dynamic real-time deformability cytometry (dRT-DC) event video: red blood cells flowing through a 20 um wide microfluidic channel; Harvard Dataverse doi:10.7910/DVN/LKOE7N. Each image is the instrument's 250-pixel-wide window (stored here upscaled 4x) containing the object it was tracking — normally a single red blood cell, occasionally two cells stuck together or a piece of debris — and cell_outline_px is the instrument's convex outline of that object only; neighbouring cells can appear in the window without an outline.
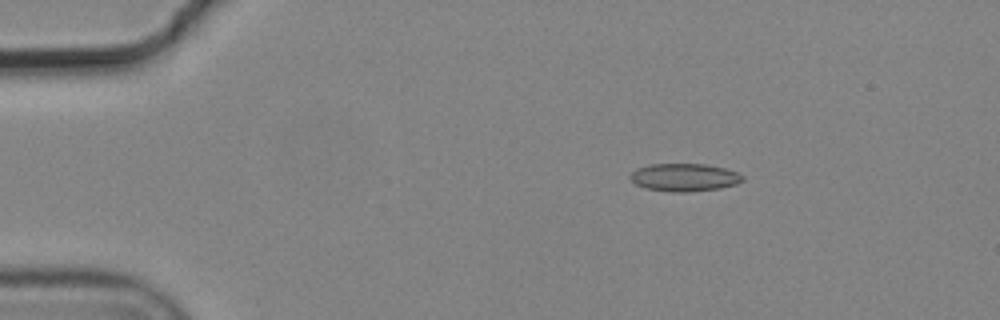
{"species": "common noctule bat (a hibernating species)", "species_latin": "Nyctalus noctula", "temperature_condition": "cold", "stored_images_in_passage": 5, "camera_frame_rate_fps": 3000, "um_per_image_px": 0.085, "animal": {"sex": "male", "body_mass_g": 19.2, "forearm_length_mm": 51.8}, "frame": {"image": 1, "passage_image": 3, "time_ms": 0.667, "image_size_px": [1000, 320], "cell_outline_px": [[744, 180], [736, 184], [720, 188], [688, 192], [672, 192], [644, 188], [636, 184], [628, 176], [636, 168], [648, 164], [704, 164], [724, 168], [736, 172], [744, 176]], "centroid_in_image_um": [58.15, 15.08], "position_along_channel_um": 26.9, "area_um2": 18.26}}